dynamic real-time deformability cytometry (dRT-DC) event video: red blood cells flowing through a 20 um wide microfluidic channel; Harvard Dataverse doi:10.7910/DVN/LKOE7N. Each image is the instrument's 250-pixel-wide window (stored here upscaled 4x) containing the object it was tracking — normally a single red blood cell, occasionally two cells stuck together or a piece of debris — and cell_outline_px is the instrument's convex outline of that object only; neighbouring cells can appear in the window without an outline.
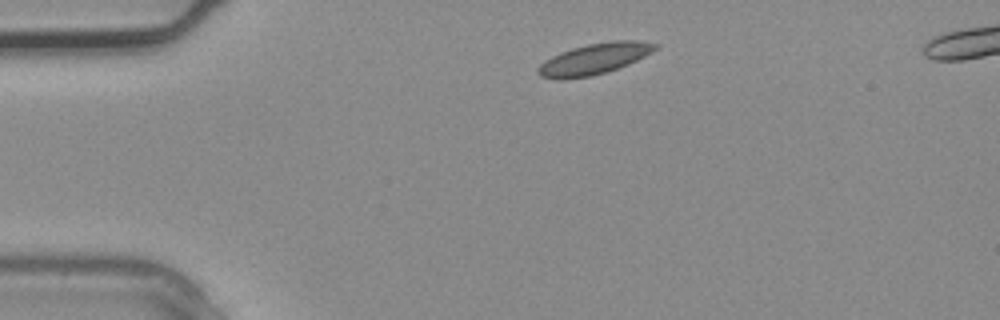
{"species": "common noctule bat (a hibernating species)", "species_latin": "Nyctalus noctula", "temperature_condition": "warm", "stored_images_in_passage": 2, "camera_frame_rate_fps": 3000, "um_per_image_px": 0.085, "animal": {"sex": "male", "body_mass_g": 20.4}, "frame": {"image": 1, "passage_image": 1, "time_ms": 0.0, "image_size_px": [1000, 320], "cell_outline_px": [[656, 48], [652, 52], [628, 64], [592, 76], [560, 80], [540, 76], [536, 72], [536, 68], [540, 64], [552, 56], [560, 52], [572, 48], [588, 44], [612, 40], [636, 40], [656, 44]], "centroid_in_image_um": [50.45, 5.01], "position_along_channel_um": 34.5, "area_um2": 20.98}}